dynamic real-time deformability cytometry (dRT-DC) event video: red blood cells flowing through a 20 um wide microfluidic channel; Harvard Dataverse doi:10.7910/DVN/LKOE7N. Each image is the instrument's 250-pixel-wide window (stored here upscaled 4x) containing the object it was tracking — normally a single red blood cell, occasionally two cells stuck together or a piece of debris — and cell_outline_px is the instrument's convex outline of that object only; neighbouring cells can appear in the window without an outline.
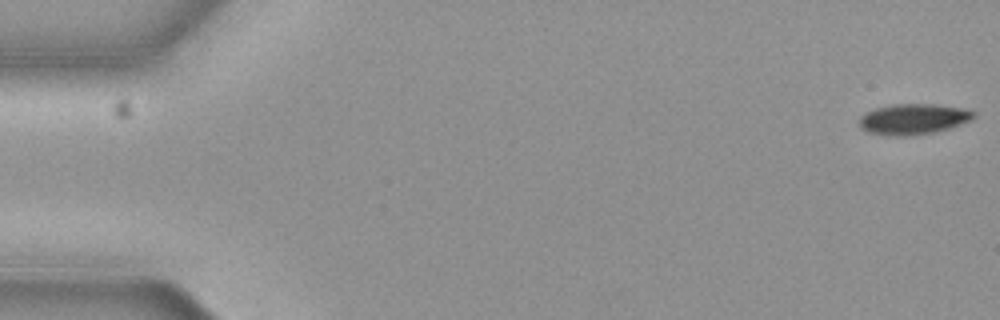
{"species": "common noctule bat (a hibernating species)", "species_latin": "Nyctalus noctula", "temperature_condition": "cold", "stored_images_in_passage": 57, "camera_frame_rate_fps": 3000, "um_per_image_px": 0.085, "animal": {"sex": "female", "body_mass_g": 19.3, "forearm_length_mm": 54.1}, "frame": {"image": 1, "passage_image": 1, "time_ms": 0.0, "image_size_px": [1000, 320], "cell_outline_px": [[976, 116], [960, 124], [948, 128], [932, 132], [904, 136], [896, 136], [868, 132], [860, 128], [860, 116], [864, 112], [876, 108], [892, 104], [936, 104], [960, 108], [976, 112]], "centroid_in_image_um": [77.59, 10.11], "position_along_channel_um": 7.4, "area_um2": 20.17}}
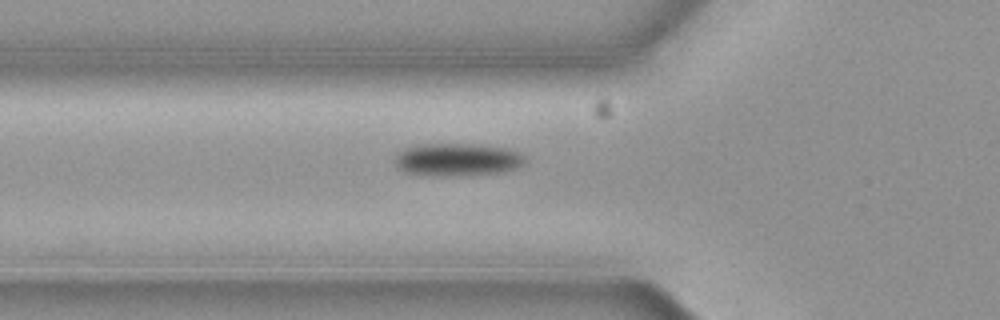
{"frame": {"image": 2, "passage_image": 20, "time_ms": 6.333, "image_size_px": [1000, 320], "cell_outline_px": [[524, 164], [516, 168], [500, 172], [464, 176], [440, 176], [404, 172], [396, 164], [396, 152], [404, 148], [424, 144], [468, 144], [504, 148], [516, 152], [524, 156]], "centroid_in_image_um": [38.84, 13.58], "position_along_channel_um": 87.0, "area_um2": 24.57}}
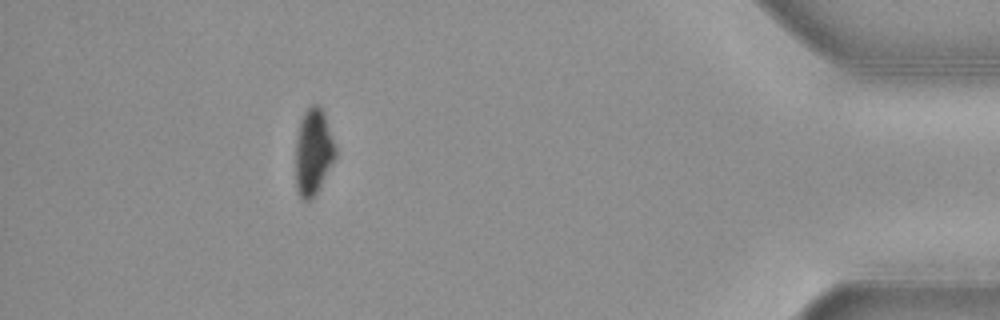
{"frame": {"image": 3, "passage_image": 51, "time_ms": 16.667, "image_size_px": [1000, 320], "cell_outline_px": [[336, 156], [332, 164], [312, 200], [304, 200], [300, 196], [296, 188], [296, 136], [300, 120], [304, 112], [312, 104], [320, 104], [324, 112], [336, 148]], "centroid_in_image_um": [26.62, 12.88], "position_along_channel_um": 408.6, "area_um2": 20.06}, "authors_computed_cell_mechanics": {"area_um2": 22.1952, "velocity_mm_per_s": 3.6675, "shape_relaxation_time_tau1_ms": 2.7794, "shape_relaxation_time_tau2_ms": null, "deformation_change_tau1": 0.1118, "deformation_change_tau2": null}}